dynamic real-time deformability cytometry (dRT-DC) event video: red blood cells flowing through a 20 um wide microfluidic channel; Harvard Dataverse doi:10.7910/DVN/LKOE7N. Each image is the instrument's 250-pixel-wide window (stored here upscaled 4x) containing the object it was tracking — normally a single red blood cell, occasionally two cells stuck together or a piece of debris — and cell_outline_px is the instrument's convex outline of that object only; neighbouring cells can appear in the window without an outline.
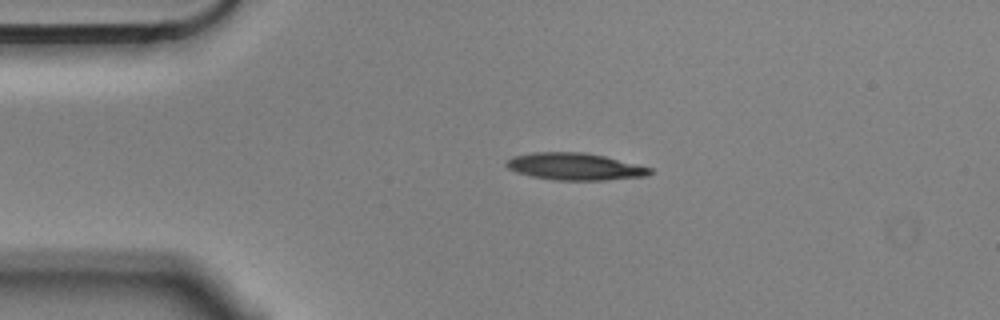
{"species": "Egyptian fruit bat (a non-hibernating species)", "species_latin": "Rousettus aegyptiacus", "temperature_condition": "cold", "stored_images_in_passage": 2, "camera_frame_rate_fps": 3000, "um_per_image_px": 0.085, "animal": {"sex": "male"}, "frame": {"image": 1, "passage_image": 1, "time_ms": 0.0, "image_size_px": [1000, 320], "cell_outline_px": [[652, 172], [648, 176], [604, 180], [556, 180], [532, 176], [516, 172], [508, 168], [504, 164], [512, 156], [532, 152], [584, 152], [604, 156], [652, 168]], "centroid_in_image_um": [48.85, 14.15], "position_along_channel_um": 36.2, "area_um2": 22.6}}